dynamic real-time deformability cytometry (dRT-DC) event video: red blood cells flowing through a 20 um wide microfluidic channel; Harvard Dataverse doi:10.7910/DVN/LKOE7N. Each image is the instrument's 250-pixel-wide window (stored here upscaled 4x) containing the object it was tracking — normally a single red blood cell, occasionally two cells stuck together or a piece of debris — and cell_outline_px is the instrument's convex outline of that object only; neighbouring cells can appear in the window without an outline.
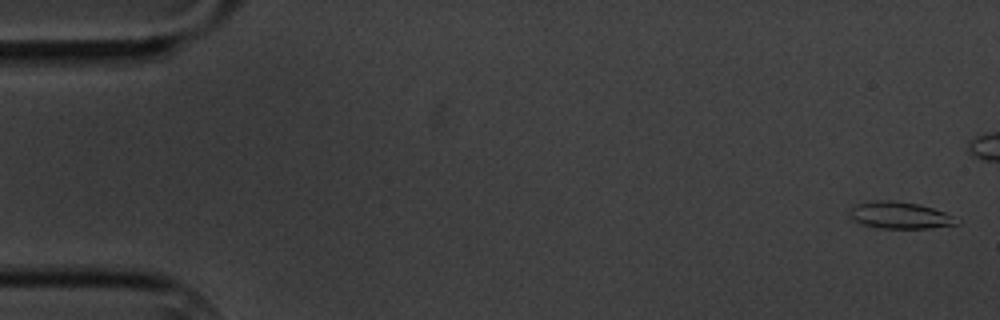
{"species": "common noctule bat (a hibernating species)", "species_latin": "Nyctalus noctula", "temperature_condition": "cold", "stored_images_in_passage": 8, "camera_frame_rate_fps": 3000, "um_per_image_px": 0.085, "animal": {"sex": "male", "body_mass_g": 20.1, "forearm_length_mm": 53.5}, "frame": {"image": 1, "passage_image": 1, "time_ms": 0.0, "image_size_px": [1000, 320], "cell_outline_px": [[960, 224], [928, 228], [880, 228], [864, 224], [852, 220], [848, 212], [856, 204], [876, 200], [892, 200], [920, 204], [944, 212], [960, 220]], "centroid_in_image_um": [76.49, 18.29], "position_along_channel_um": 8.5, "area_um2": 16.7}}
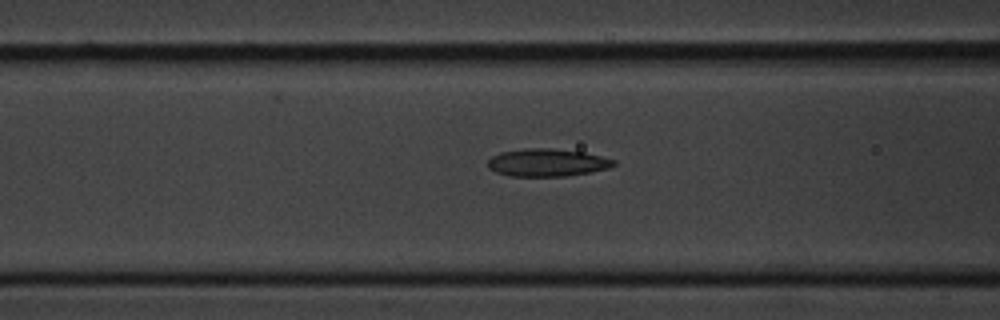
{"frame": {"image": 2, "passage_image": 8, "time_ms": 9.0, "image_size_px": [1000, 320], "cell_outline_px": [[616, 164], [608, 168], [592, 172], [568, 176], [512, 176], [496, 172], [488, 168], [488, 160], [492, 156], [500, 152], [524, 148], [552, 148], [584, 152], [616, 160]], "centroid_in_image_um": [46.51, 13.81], "position_along_channel_um": 120.1, "area_um2": 20.4}}